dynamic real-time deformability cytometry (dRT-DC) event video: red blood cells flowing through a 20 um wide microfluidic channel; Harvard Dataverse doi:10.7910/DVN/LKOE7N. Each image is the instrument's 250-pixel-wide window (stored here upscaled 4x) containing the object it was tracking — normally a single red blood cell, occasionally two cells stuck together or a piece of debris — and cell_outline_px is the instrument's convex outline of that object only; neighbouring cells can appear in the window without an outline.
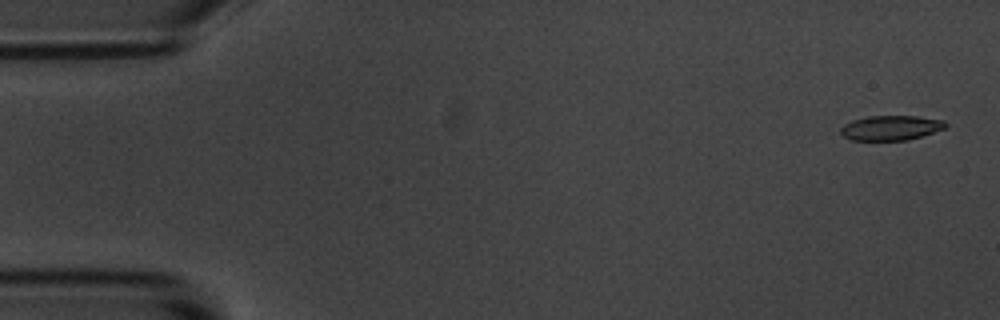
{"species": "common noctule bat (a hibernating species)", "species_latin": "Nyctalus noctula", "temperature_condition": "room temperature", "stored_images_in_passage": 5, "camera_frame_rate_fps": 3000, "um_per_image_px": 0.085, "animal": {"sex": "male", "body_mass_g": 20.1, "forearm_length_mm": 53.5}, "frame": {"image": 1, "passage_image": 1, "time_ms": 0.0, "image_size_px": [1000, 320], "cell_outline_px": [[948, 124], [944, 128], [908, 140], [852, 140], [844, 136], [840, 132], [840, 128], [844, 124], [852, 120], [868, 116], [916, 116], [944, 120]], "centroid_in_image_um": [75.7, 10.86], "position_along_channel_um": 9.3, "area_um2": 15.03}}
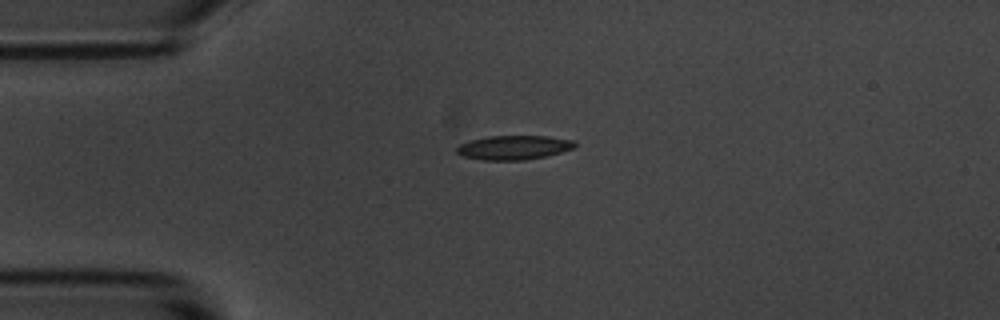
{"frame": {"image": 2, "passage_image": 4, "time_ms": 3.667, "image_size_px": [1000, 320], "cell_outline_px": [[576, 144], [572, 148], [560, 152], [544, 156], [524, 160], [480, 160], [460, 156], [456, 152], [456, 148], [460, 144], [468, 140], [488, 136], [548, 136], [576, 140]], "centroid_in_image_um": [43.62, 12.53], "position_along_channel_um": 41.4, "area_um2": 16.76}}